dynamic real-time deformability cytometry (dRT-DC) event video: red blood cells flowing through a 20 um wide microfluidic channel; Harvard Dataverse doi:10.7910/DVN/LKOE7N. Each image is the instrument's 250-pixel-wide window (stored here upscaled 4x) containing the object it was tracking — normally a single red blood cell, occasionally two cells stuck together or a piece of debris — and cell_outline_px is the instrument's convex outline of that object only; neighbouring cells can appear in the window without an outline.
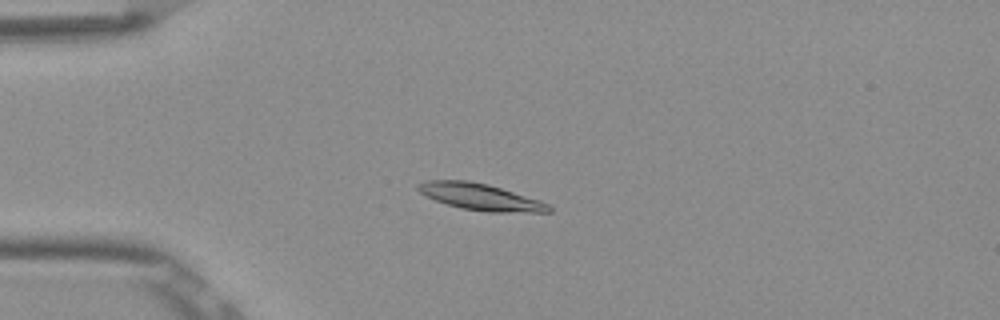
{"species": "Egyptian fruit bat (a non-hibernating species)", "species_latin": "Rousettus aegyptiacus", "temperature_condition": "room temperature", "stored_images_in_passage": 47, "camera_frame_rate_fps": 3000, "um_per_image_px": 0.085, "frame": {"image": 1, "passage_image": 8, "time_ms": 2.333, "image_size_px": [1000, 320], "cell_outline_px": [[552, 212], [488, 212], [460, 208], [436, 200], [420, 192], [416, 188], [416, 184], [428, 180], [468, 180], [488, 184], [540, 200], [548, 204], [552, 208]], "centroid_in_image_um": [40.84, 16.73], "position_along_channel_um": 44.2, "area_um2": 20.17}}
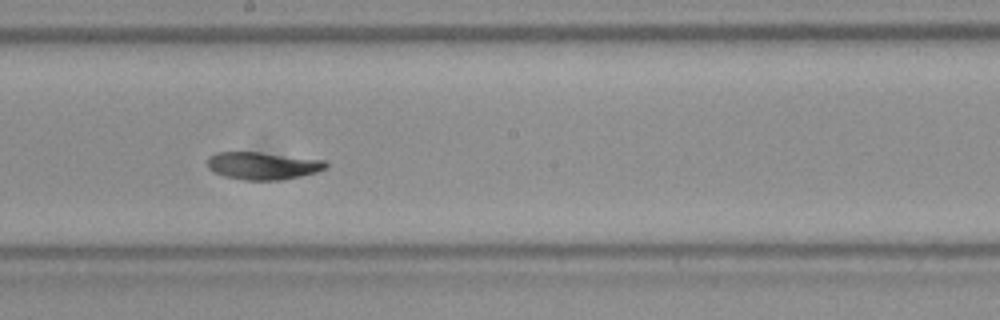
{"frame": {"image": 2, "passage_image": 24, "time_ms": 7.667, "image_size_px": [1000, 320], "cell_outline_px": [[328, 168], [316, 172], [300, 176], [280, 180], [244, 180], [224, 176], [208, 168], [208, 156], [216, 152], [260, 152], [324, 160], [328, 164]], "centroid_in_image_um": [22.34, 14.08], "position_along_channel_um": 225.9, "area_um2": 18.96}}
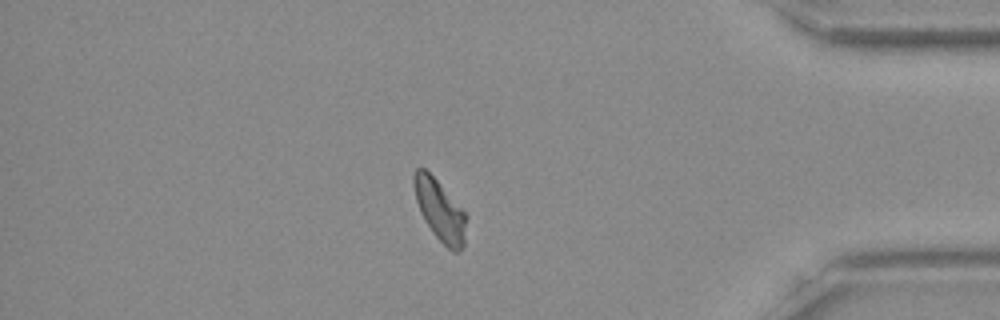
{"frame": {"image": 3, "passage_image": 40, "time_ms": 13.0, "image_size_px": [1000, 320], "cell_outline_px": [[468, 216], [464, 244], [460, 252], [452, 252], [432, 232], [420, 212], [416, 200], [412, 184], [412, 176], [416, 168], [424, 168], [436, 180]], "centroid_in_image_um": [37.39, 17.9], "position_along_channel_um": 397.8, "area_um2": 18.55}, "authors_computed_cell_mechanics": {"area_um2": 19.2474, "velocity_mm_per_s": 3.8313, "shape_relaxation_time_tau1_ms": 4.7137, "shape_relaxation_time_tau2_ms": 5.4661, "deformation_change_tau1": 0.1362, "deformation_change_tau2": 0.0892}}